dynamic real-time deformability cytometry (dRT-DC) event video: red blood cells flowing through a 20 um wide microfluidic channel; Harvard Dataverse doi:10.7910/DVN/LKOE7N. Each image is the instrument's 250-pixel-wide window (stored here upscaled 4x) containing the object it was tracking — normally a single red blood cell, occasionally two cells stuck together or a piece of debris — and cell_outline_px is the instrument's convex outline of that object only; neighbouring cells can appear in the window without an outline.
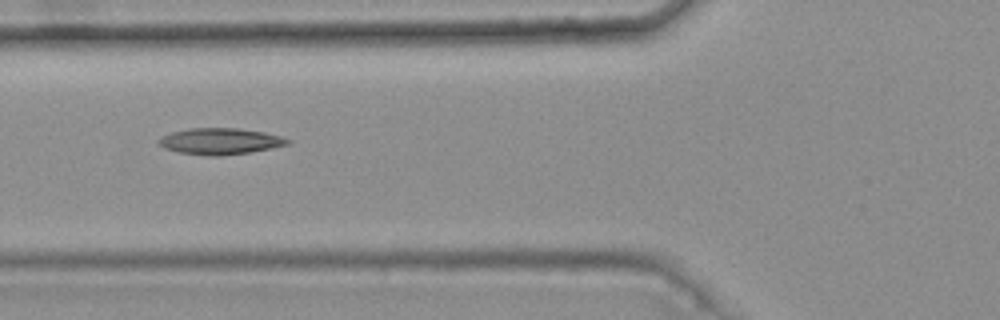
{"species": "common noctule bat (a hibernating species)", "species_latin": "Nyctalus noctula", "temperature_condition": "warm", "stored_images_in_passage": 7, "camera_frame_rate_fps": 3000, "um_per_image_px": 0.085, "animal": {"sex": "female", "body_mass_g": 25.1}, "frame": {"image": 1, "passage_image": 6, "time_ms": 1.667, "image_size_px": [1000, 320], "cell_outline_px": [[292, 144], [272, 148], [248, 152], [220, 156], [208, 156], [180, 152], [164, 148], [156, 140], [160, 136], [172, 132], [192, 128], [240, 128], [264, 132], [280, 136], [292, 140]], "centroid_in_image_um": [18.74, 12.0], "position_along_channel_um": 107.1, "area_um2": 19.83}}
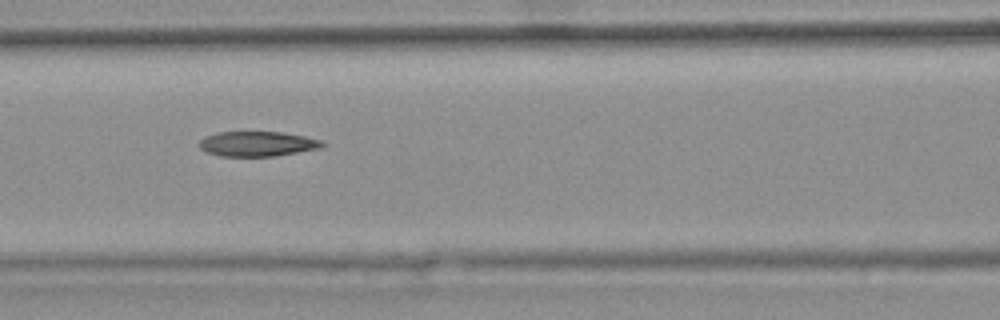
{"frame": {"image": 2, "passage_image": 7, "time_ms": 2.0, "image_size_px": [1000, 320], "cell_outline_px": [[324, 144], [320, 148], [276, 156], [220, 156], [204, 152], [200, 148], [200, 140], [204, 136], [216, 132], [280, 132], [304, 136], [320, 140]], "centroid_in_image_um": [21.82, 12.23], "position_along_channel_um": 144.8, "area_um2": 17.86}}